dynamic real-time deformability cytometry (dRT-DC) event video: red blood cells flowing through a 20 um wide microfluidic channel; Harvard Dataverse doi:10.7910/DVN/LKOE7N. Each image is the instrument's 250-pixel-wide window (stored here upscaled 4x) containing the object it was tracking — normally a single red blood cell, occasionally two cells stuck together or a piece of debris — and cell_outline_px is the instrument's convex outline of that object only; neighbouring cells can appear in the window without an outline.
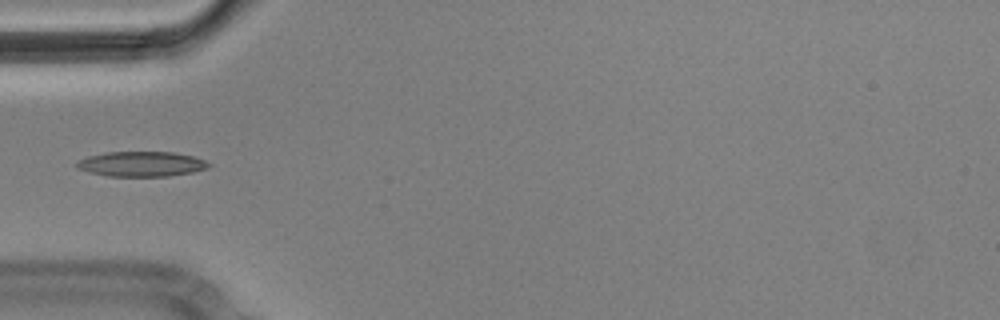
{"species": "Egyptian fruit bat (a non-hibernating species)", "species_latin": "Rousettus aegyptiacus", "temperature_condition": "cold", "stored_images_in_passage": 6, "camera_frame_rate_fps": 3000, "um_per_image_px": 0.085, "animal": {"sex": "male"}, "frame": {"image": 1, "passage_image": 5, "time_ms": 1.333, "image_size_px": [1000, 320], "cell_outline_px": [[212, 164], [208, 168], [192, 172], [168, 176], [108, 176], [88, 172], [76, 168], [76, 160], [88, 156], [104, 152], [176, 152], [192, 156], [204, 160]], "centroid_in_image_um": [11.99, 13.93], "position_along_channel_um": 73.0, "area_um2": 19.36}}